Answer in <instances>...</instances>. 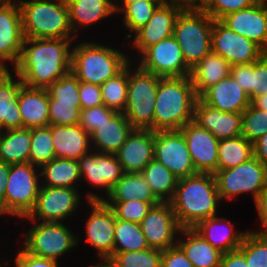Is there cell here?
Instances as JSON below:
<instances>
[{
    "instance_id": "1",
    "label": "cell",
    "mask_w": 267,
    "mask_h": 267,
    "mask_svg": "<svg viewBox=\"0 0 267 267\" xmlns=\"http://www.w3.org/2000/svg\"><path fill=\"white\" fill-rule=\"evenodd\" d=\"M72 39L24 38L17 64L12 69L23 85L47 88L71 71Z\"/></svg>"
},
{
    "instance_id": "2",
    "label": "cell",
    "mask_w": 267,
    "mask_h": 267,
    "mask_svg": "<svg viewBox=\"0 0 267 267\" xmlns=\"http://www.w3.org/2000/svg\"><path fill=\"white\" fill-rule=\"evenodd\" d=\"M222 203L214 174L197 173L178 179L170 201L181 228H194L200 221L218 215Z\"/></svg>"
},
{
    "instance_id": "3",
    "label": "cell",
    "mask_w": 267,
    "mask_h": 267,
    "mask_svg": "<svg viewBox=\"0 0 267 267\" xmlns=\"http://www.w3.org/2000/svg\"><path fill=\"white\" fill-rule=\"evenodd\" d=\"M198 99L190 76L159 80L153 117V131L178 130L194 120Z\"/></svg>"
},
{
    "instance_id": "4",
    "label": "cell",
    "mask_w": 267,
    "mask_h": 267,
    "mask_svg": "<svg viewBox=\"0 0 267 267\" xmlns=\"http://www.w3.org/2000/svg\"><path fill=\"white\" fill-rule=\"evenodd\" d=\"M72 47L71 72L79 82L101 86L115 77L130 62L129 55L95 41L78 42Z\"/></svg>"
},
{
    "instance_id": "5",
    "label": "cell",
    "mask_w": 267,
    "mask_h": 267,
    "mask_svg": "<svg viewBox=\"0 0 267 267\" xmlns=\"http://www.w3.org/2000/svg\"><path fill=\"white\" fill-rule=\"evenodd\" d=\"M24 38L74 39L66 0H17Z\"/></svg>"
},
{
    "instance_id": "6",
    "label": "cell",
    "mask_w": 267,
    "mask_h": 267,
    "mask_svg": "<svg viewBox=\"0 0 267 267\" xmlns=\"http://www.w3.org/2000/svg\"><path fill=\"white\" fill-rule=\"evenodd\" d=\"M213 24L214 19L201 8H184L178 15L173 36L190 68L212 51Z\"/></svg>"
},
{
    "instance_id": "7",
    "label": "cell",
    "mask_w": 267,
    "mask_h": 267,
    "mask_svg": "<svg viewBox=\"0 0 267 267\" xmlns=\"http://www.w3.org/2000/svg\"><path fill=\"white\" fill-rule=\"evenodd\" d=\"M128 64V93L124 115L134 128L153 130L156 93L162 77ZM135 70H134V69Z\"/></svg>"
},
{
    "instance_id": "8",
    "label": "cell",
    "mask_w": 267,
    "mask_h": 267,
    "mask_svg": "<svg viewBox=\"0 0 267 267\" xmlns=\"http://www.w3.org/2000/svg\"><path fill=\"white\" fill-rule=\"evenodd\" d=\"M39 167L31 163L10 165L4 196V215L24 218L35 207L41 186Z\"/></svg>"
},
{
    "instance_id": "9",
    "label": "cell",
    "mask_w": 267,
    "mask_h": 267,
    "mask_svg": "<svg viewBox=\"0 0 267 267\" xmlns=\"http://www.w3.org/2000/svg\"><path fill=\"white\" fill-rule=\"evenodd\" d=\"M24 238L22 247L29 254L58 261L59 257L78 246L79 237L63 222L32 221Z\"/></svg>"
},
{
    "instance_id": "10",
    "label": "cell",
    "mask_w": 267,
    "mask_h": 267,
    "mask_svg": "<svg viewBox=\"0 0 267 267\" xmlns=\"http://www.w3.org/2000/svg\"><path fill=\"white\" fill-rule=\"evenodd\" d=\"M214 176L221 201H231L243 193L252 194L255 201L267 187V167L254 156L238 166L217 170Z\"/></svg>"
},
{
    "instance_id": "11",
    "label": "cell",
    "mask_w": 267,
    "mask_h": 267,
    "mask_svg": "<svg viewBox=\"0 0 267 267\" xmlns=\"http://www.w3.org/2000/svg\"><path fill=\"white\" fill-rule=\"evenodd\" d=\"M78 188L40 186L37 201L28 221L63 222L79 209L81 197Z\"/></svg>"
},
{
    "instance_id": "12",
    "label": "cell",
    "mask_w": 267,
    "mask_h": 267,
    "mask_svg": "<svg viewBox=\"0 0 267 267\" xmlns=\"http://www.w3.org/2000/svg\"><path fill=\"white\" fill-rule=\"evenodd\" d=\"M138 59L136 64L143 70L162 78L190 76L191 73L173 35L148 47Z\"/></svg>"
},
{
    "instance_id": "13",
    "label": "cell",
    "mask_w": 267,
    "mask_h": 267,
    "mask_svg": "<svg viewBox=\"0 0 267 267\" xmlns=\"http://www.w3.org/2000/svg\"><path fill=\"white\" fill-rule=\"evenodd\" d=\"M154 159L178 179L197 174L180 129L154 131Z\"/></svg>"
},
{
    "instance_id": "14",
    "label": "cell",
    "mask_w": 267,
    "mask_h": 267,
    "mask_svg": "<svg viewBox=\"0 0 267 267\" xmlns=\"http://www.w3.org/2000/svg\"><path fill=\"white\" fill-rule=\"evenodd\" d=\"M211 46L212 52L231 65L254 63L266 54L259 45L234 32L221 20H214Z\"/></svg>"
},
{
    "instance_id": "15",
    "label": "cell",
    "mask_w": 267,
    "mask_h": 267,
    "mask_svg": "<svg viewBox=\"0 0 267 267\" xmlns=\"http://www.w3.org/2000/svg\"><path fill=\"white\" fill-rule=\"evenodd\" d=\"M140 226L150 248L165 250L177 245L181 227L170 202L152 206Z\"/></svg>"
},
{
    "instance_id": "16",
    "label": "cell",
    "mask_w": 267,
    "mask_h": 267,
    "mask_svg": "<svg viewBox=\"0 0 267 267\" xmlns=\"http://www.w3.org/2000/svg\"><path fill=\"white\" fill-rule=\"evenodd\" d=\"M90 211L85 222V241L99 257H111L114 253L116 217L103 201H89Z\"/></svg>"
},
{
    "instance_id": "17",
    "label": "cell",
    "mask_w": 267,
    "mask_h": 267,
    "mask_svg": "<svg viewBox=\"0 0 267 267\" xmlns=\"http://www.w3.org/2000/svg\"><path fill=\"white\" fill-rule=\"evenodd\" d=\"M21 10L17 0L0 5V70H11L18 62L23 47Z\"/></svg>"
},
{
    "instance_id": "18",
    "label": "cell",
    "mask_w": 267,
    "mask_h": 267,
    "mask_svg": "<svg viewBox=\"0 0 267 267\" xmlns=\"http://www.w3.org/2000/svg\"><path fill=\"white\" fill-rule=\"evenodd\" d=\"M81 182L100 188L108 196L112 187L125 174L115 154L91 150L78 160ZM83 179V180H82ZM104 188V189H103Z\"/></svg>"
},
{
    "instance_id": "19",
    "label": "cell",
    "mask_w": 267,
    "mask_h": 267,
    "mask_svg": "<svg viewBox=\"0 0 267 267\" xmlns=\"http://www.w3.org/2000/svg\"><path fill=\"white\" fill-rule=\"evenodd\" d=\"M183 9L184 7L178 4L163 2L145 26L133 36L128 33L125 38L128 40L132 38V47L135 51L137 49L138 55H141L148 47L173 35L176 19Z\"/></svg>"
},
{
    "instance_id": "20",
    "label": "cell",
    "mask_w": 267,
    "mask_h": 267,
    "mask_svg": "<svg viewBox=\"0 0 267 267\" xmlns=\"http://www.w3.org/2000/svg\"><path fill=\"white\" fill-rule=\"evenodd\" d=\"M197 173L215 174L218 163L219 140L194 121L180 129Z\"/></svg>"
},
{
    "instance_id": "21",
    "label": "cell",
    "mask_w": 267,
    "mask_h": 267,
    "mask_svg": "<svg viewBox=\"0 0 267 267\" xmlns=\"http://www.w3.org/2000/svg\"><path fill=\"white\" fill-rule=\"evenodd\" d=\"M115 155L125 173H141L154 159V131L134 128Z\"/></svg>"
},
{
    "instance_id": "22",
    "label": "cell",
    "mask_w": 267,
    "mask_h": 267,
    "mask_svg": "<svg viewBox=\"0 0 267 267\" xmlns=\"http://www.w3.org/2000/svg\"><path fill=\"white\" fill-rule=\"evenodd\" d=\"M221 21L267 53V4L257 2L248 8L227 14Z\"/></svg>"
},
{
    "instance_id": "23",
    "label": "cell",
    "mask_w": 267,
    "mask_h": 267,
    "mask_svg": "<svg viewBox=\"0 0 267 267\" xmlns=\"http://www.w3.org/2000/svg\"><path fill=\"white\" fill-rule=\"evenodd\" d=\"M198 98L223 112L243 113L251 104L248 93L231 75L207 88Z\"/></svg>"
},
{
    "instance_id": "24",
    "label": "cell",
    "mask_w": 267,
    "mask_h": 267,
    "mask_svg": "<svg viewBox=\"0 0 267 267\" xmlns=\"http://www.w3.org/2000/svg\"><path fill=\"white\" fill-rule=\"evenodd\" d=\"M193 121L218 140L238 137L242 133V113L220 111L199 98L195 102Z\"/></svg>"
},
{
    "instance_id": "25",
    "label": "cell",
    "mask_w": 267,
    "mask_h": 267,
    "mask_svg": "<svg viewBox=\"0 0 267 267\" xmlns=\"http://www.w3.org/2000/svg\"><path fill=\"white\" fill-rule=\"evenodd\" d=\"M234 225L229 219L216 215L200 221L193 229L214 248L227 253L238 249L249 231H237Z\"/></svg>"
},
{
    "instance_id": "26",
    "label": "cell",
    "mask_w": 267,
    "mask_h": 267,
    "mask_svg": "<svg viewBox=\"0 0 267 267\" xmlns=\"http://www.w3.org/2000/svg\"><path fill=\"white\" fill-rule=\"evenodd\" d=\"M140 200L145 202H160L152 192L141 173H125L112 187L110 194L106 197L97 193L87 191L86 201L103 202H126Z\"/></svg>"
},
{
    "instance_id": "27",
    "label": "cell",
    "mask_w": 267,
    "mask_h": 267,
    "mask_svg": "<svg viewBox=\"0 0 267 267\" xmlns=\"http://www.w3.org/2000/svg\"><path fill=\"white\" fill-rule=\"evenodd\" d=\"M56 158L78 160L92 150L90 134L80 125H51Z\"/></svg>"
},
{
    "instance_id": "28",
    "label": "cell",
    "mask_w": 267,
    "mask_h": 267,
    "mask_svg": "<svg viewBox=\"0 0 267 267\" xmlns=\"http://www.w3.org/2000/svg\"><path fill=\"white\" fill-rule=\"evenodd\" d=\"M133 129L124 112H116L90 134L91 148L93 151L115 154Z\"/></svg>"
},
{
    "instance_id": "29",
    "label": "cell",
    "mask_w": 267,
    "mask_h": 267,
    "mask_svg": "<svg viewBox=\"0 0 267 267\" xmlns=\"http://www.w3.org/2000/svg\"><path fill=\"white\" fill-rule=\"evenodd\" d=\"M14 77L9 70H0V129L2 131L23 128L18 104L19 91L23 82L18 75Z\"/></svg>"
},
{
    "instance_id": "30",
    "label": "cell",
    "mask_w": 267,
    "mask_h": 267,
    "mask_svg": "<svg viewBox=\"0 0 267 267\" xmlns=\"http://www.w3.org/2000/svg\"><path fill=\"white\" fill-rule=\"evenodd\" d=\"M23 128L49 125V95L46 88H31L22 85L18 96Z\"/></svg>"
},
{
    "instance_id": "31",
    "label": "cell",
    "mask_w": 267,
    "mask_h": 267,
    "mask_svg": "<svg viewBox=\"0 0 267 267\" xmlns=\"http://www.w3.org/2000/svg\"><path fill=\"white\" fill-rule=\"evenodd\" d=\"M177 245L194 267H220L223 253L214 248L193 228L180 229Z\"/></svg>"
},
{
    "instance_id": "32",
    "label": "cell",
    "mask_w": 267,
    "mask_h": 267,
    "mask_svg": "<svg viewBox=\"0 0 267 267\" xmlns=\"http://www.w3.org/2000/svg\"><path fill=\"white\" fill-rule=\"evenodd\" d=\"M69 7L71 29L75 37L104 18L114 15L113 0H66Z\"/></svg>"
},
{
    "instance_id": "33",
    "label": "cell",
    "mask_w": 267,
    "mask_h": 267,
    "mask_svg": "<svg viewBox=\"0 0 267 267\" xmlns=\"http://www.w3.org/2000/svg\"><path fill=\"white\" fill-rule=\"evenodd\" d=\"M231 64L219 54L210 52L203 57L193 68L190 78L195 93L199 97L207 88L217 84L230 75Z\"/></svg>"
},
{
    "instance_id": "34",
    "label": "cell",
    "mask_w": 267,
    "mask_h": 267,
    "mask_svg": "<svg viewBox=\"0 0 267 267\" xmlns=\"http://www.w3.org/2000/svg\"><path fill=\"white\" fill-rule=\"evenodd\" d=\"M41 186L78 188L81 174L78 162L66 158H54L40 167Z\"/></svg>"
},
{
    "instance_id": "35",
    "label": "cell",
    "mask_w": 267,
    "mask_h": 267,
    "mask_svg": "<svg viewBox=\"0 0 267 267\" xmlns=\"http://www.w3.org/2000/svg\"><path fill=\"white\" fill-rule=\"evenodd\" d=\"M31 129L4 130L0 135V160L6 164L29 162Z\"/></svg>"
},
{
    "instance_id": "36",
    "label": "cell",
    "mask_w": 267,
    "mask_h": 267,
    "mask_svg": "<svg viewBox=\"0 0 267 267\" xmlns=\"http://www.w3.org/2000/svg\"><path fill=\"white\" fill-rule=\"evenodd\" d=\"M141 174L160 202H170L172 200L178 178L169 169L153 159Z\"/></svg>"
},
{
    "instance_id": "37",
    "label": "cell",
    "mask_w": 267,
    "mask_h": 267,
    "mask_svg": "<svg viewBox=\"0 0 267 267\" xmlns=\"http://www.w3.org/2000/svg\"><path fill=\"white\" fill-rule=\"evenodd\" d=\"M253 157V143L242 135L220 139L218 144L217 170L238 166Z\"/></svg>"
},
{
    "instance_id": "38",
    "label": "cell",
    "mask_w": 267,
    "mask_h": 267,
    "mask_svg": "<svg viewBox=\"0 0 267 267\" xmlns=\"http://www.w3.org/2000/svg\"><path fill=\"white\" fill-rule=\"evenodd\" d=\"M149 248L140 224L116 219L114 252L142 251Z\"/></svg>"
},
{
    "instance_id": "39",
    "label": "cell",
    "mask_w": 267,
    "mask_h": 267,
    "mask_svg": "<svg viewBox=\"0 0 267 267\" xmlns=\"http://www.w3.org/2000/svg\"><path fill=\"white\" fill-rule=\"evenodd\" d=\"M103 105L124 112L128 93V65L115 77L108 79L101 86Z\"/></svg>"
},
{
    "instance_id": "40",
    "label": "cell",
    "mask_w": 267,
    "mask_h": 267,
    "mask_svg": "<svg viewBox=\"0 0 267 267\" xmlns=\"http://www.w3.org/2000/svg\"><path fill=\"white\" fill-rule=\"evenodd\" d=\"M55 157L51 125L31 128L29 163L37 167L50 162Z\"/></svg>"
},
{
    "instance_id": "41",
    "label": "cell",
    "mask_w": 267,
    "mask_h": 267,
    "mask_svg": "<svg viewBox=\"0 0 267 267\" xmlns=\"http://www.w3.org/2000/svg\"><path fill=\"white\" fill-rule=\"evenodd\" d=\"M163 3L162 0H141L127 5L120 13L125 30L133 35L146 25L156 9Z\"/></svg>"
},
{
    "instance_id": "42",
    "label": "cell",
    "mask_w": 267,
    "mask_h": 267,
    "mask_svg": "<svg viewBox=\"0 0 267 267\" xmlns=\"http://www.w3.org/2000/svg\"><path fill=\"white\" fill-rule=\"evenodd\" d=\"M238 249L249 267H267V234L249 230Z\"/></svg>"
},
{
    "instance_id": "43",
    "label": "cell",
    "mask_w": 267,
    "mask_h": 267,
    "mask_svg": "<svg viewBox=\"0 0 267 267\" xmlns=\"http://www.w3.org/2000/svg\"><path fill=\"white\" fill-rule=\"evenodd\" d=\"M111 257L119 267H161L162 250L114 252Z\"/></svg>"
},
{
    "instance_id": "44",
    "label": "cell",
    "mask_w": 267,
    "mask_h": 267,
    "mask_svg": "<svg viewBox=\"0 0 267 267\" xmlns=\"http://www.w3.org/2000/svg\"><path fill=\"white\" fill-rule=\"evenodd\" d=\"M49 99L58 103H80L79 80L70 71L46 88Z\"/></svg>"
},
{
    "instance_id": "45",
    "label": "cell",
    "mask_w": 267,
    "mask_h": 267,
    "mask_svg": "<svg viewBox=\"0 0 267 267\" xmlns=\"http://www.w3.org/2000/svg\"><path fill=\"white\" fill-rule=\"evenodd\" d=\"M267 133V111L252 104L242 113L241 135L253 143Z\"/></svg>"
},
{
    "instance_id": "46",
    "label": "cell",
    "mask_w": 267,
    "mask_h": 267,
    "mask_svg": "<svg viewBox=\"0 0 267 267\" xmlns=\"http://www.w3.org/2000/svg\"><path fill=\"white\" fill-rule=\"evenodd\" d=\"M115 213L116 219L138 223L143 220L152 206L160 202H145L140 200H131L126 202H104Z\"/></svg>"
},
{
    "instance_id": "47",
    "label": "cell",
    "mask_w": 267,
    "mask_h": 267,
    "mask_svg": "<svg viewBox=\"0 0 267 267\" xmlns=\"http://www.w3.org/2000/svg\"><path fill=\"white\" fill-rule=\"evenodd\" d=\"M49 125H75L80 122L81 103H58L49 99Z\"/></svg>"
},
{
    "instance_id": "48",
    "label": "cell",
    "mask_w": 267,
    "mask_h": 267,
    "mask_svg": "<svg viewBox=\"0 0 267 267\" xmlns=\"http://www.w3.org/2000/svg\"><path fill=\"white\" fill-rule=\"evenodd\" d=\"M255 3L256 0H205L200 8L214 20H221L227 14L248 8Z\"/></svg>"
},
{
    "instance_id": "49",
    "label": "cell",
    "mask_w": 267,
    "mask_h": 267,
    "mask_svg": "<svg viewBox=\"0 0 267 267\" xmlns=\"http://www.w3.org/2000/svg\"><path fill=\"white\" fill-rule=\"evenodd\" d=\"M115 110L99 105L92 108L81 109L79 125L89 134L96 130L104 122L108 121Z\"/></svg>"
},
{
    "instance_id": "50",
    "label": "cell",
    "mask_w": 267,
    "mask_h": 267,
    "mask_svg": "<svg viewBox=\"0 0 267 267\" xmlns=\"http://www.w3.org/2000/svg\"><path fill=\"white\" fill-rule=\"evenodd\" d=\"M265 94H267V53L260 60L251 63V102Z\"/></svg>"
},
{
    "instance_id": "51",
    "label": "cell",
    "mask_w": 267,
    "mask_h": 267,
    "mask_svg": "<svg viewBox=\"0 0 267 267\" xmlns=\"http://www.w3.org/2000/svg\"><path fill=\"white\" fill-rule=\"evenodd\" d=\"M79 99L81 109L103 105L101 87L96 84L79 82Z\"/></svg>"
},
{
    "instance_id": "52",
    "label": "cell",
    "mask_w": 267,
    "mask_h": 267,
    "mask_svg": "<svg viewBox=\"0 0 267 267\" xmlns=\"http://www.w3.org/2000/svg\"><path fill=\"white\" fill-rule=\"evenodd\" d=\"M161 267H194L183 250L175 245L162 250Z\"/></svg>"
},
{
    "instance_id": "53",
    "label": "cell",
    "mask_w": 267,
    "mask_h": 267,
    "mask_svg": "<svg viewBox=\"0 0 267 267\" xmlns=\"http://www.w3.org/2000/svg\"><path fill=\"white\" fill-rule=\"evenodd\" d=\"M15 256V267H58L60 265L56 260L33 256L23 248Z\"/></svg>"
},
{
    "instance_id": "54",
    "label": "cell",
    "mask_w": 267,
    "mask_h": 267,
    "mask_svg": "<svg viewBox=\"0 0 267 267\" xmlns=\"http://www.w3.org/2000/svg\"><path fill=\"white\" fill-rule=\"evenodd\" d=\"M230 75L240 84L250 98L251 63L231 65Z\"/></svg>"
},
{
    "instance_id": "55",
    "label": "cell",
    "mask_w": 267,
    "mask_h": 267,
    "mask_svg": "<svg viewBox=\"0 0 267 267\" xmlns=\"http://www.w3.org/2000/svg\"><path fill=\"white\" fill-rule=\"evenodd\" d=\"M258 217L260 220V226L262 229L259 231L251 230L258 233L267 234V187L260 193L257 199L254 201Z\"/></svg>"
},
{
    "instance_id": "56",
    "label": "cell",
    "mask_w": 267,
    "mask_h": 267,
    "mask_svg": "<svg viewBox=\"0 0 267 267\" xmlns=\"http://www.w3.org/2000/svg\"><path fill=\"white\" fill-rule=\"evenodd\" d=\"M220 267H249V266L246 263V258L244 254L239 249H236L222 254Z\"/></svg>"
},
{
    "instance_id": "57",
    "label": "cell",
    "mask_w": 267,
    "mask_h": 267,
    "mask_svg": "<svg viewBox=\"0 0 267 267\" xmlns=\"http://www.w3.org/2000/svg\"><path fill=\"white\" fill-rule=\"evenodd\" d=\"M253 156L267 167V133L253 142Z\"/></svg>"
},
{
    "instance_id": "58",
    "label": "cell",
    "mask_w": 267,
    "mask_h": 267,
    "mask_svg": "<svg viewBox=\"0 0 267 267\" xmlns=\"http://www.w3.org/2000/svg\"><path fill=\"white\" fill-rule=\"evenodd\" d=\"M9 172L10 165L0 160V216H4V196Z\"/></svg>"
},
{
    "instance_id": "59",
    "label": "cell",
    "mask_w": 267,
    "mask_h": 267,
    "mask_svg": "<svg viewBox=\"0 0 267 267\" xmlns=\"http://www.w3.org/2000/svg\"><path fill=\"white\" fill-rule=\"evenodd\" d=\"M100 263L88 267H119L112 257H99Z\"/></svg>"
},
{
    "instance_id": "60",
    "label": "cell",
    "mask_w": 267,
    "mask_h": 267,
    "mask_svg": "<svg viewBox=\"0 0 267 267\" xmlns=\"http://www.w3.org/2000/svg\"><path fill=\"white\" fill-rule=\"evenodd\" d=\"M118 1V2H117ZM141 0H113V9L115 14H120V12L129 4ZM119 12V13H118Z\"/></svg>"
},
{
    "instance_id": "61",
    "label": "cell",
    "mask_w": 267,
    "mask_h": 267,
    "mask_svg": "<svg viewBox=\"0 0 267 267\" xmlns=\"http://www.w3.org/2000/svg\"><path fill=\"white\" fill-rule=\"evenodd\" d=\"M251 104L258 109L267 111V94L255 98Z\"/></svg>"
},
{
    "instance_id": "62",
    "label": "cell",
    "mask_w": 267,
    "mask_h": 267,
    "mask_svg": "<svg viewBox=\"0 0 267 267\" xmlns=\"http://www.w3.org/2000/svg\"><path fill=\"white\" fill-rule=\"evenodd\" d=\"M169 3L178 4L184 8H197V0H169Z\"/></svg>"
},
{
    "instance_id": "63",
    "label": "cell",
    "mask_w": 267,
    "mask_h": 267,
    "mask_svg": "<svg viewBox=\"0 0 267 267\" xmlns=\"http://www.w3.org/2000/svg\"><path fill=\"white\" fill-rule=\"evenodd\" d=\"M205 0H197V8H200L202 6V3L204 2Z\"/></svg>"
},
{
    "instance_id": "64",
    "label": "cell",
    "mask_w": 267,
    "mask_h": 267,
    "mask_svg": "<svg viewBox=\"0 0 267 267\" xmlns=\"http://www.w3.org/2000/svg\"><path fill=\"white\" fill-rule=\"evenodd\" d=\"M256 2L261 3V4H267V0H256Z\"/></svg>"
},
{
    "instance_id": "65",
    "label": "cell",
    "mask_w": 267,
    "mask_h": 267,
    "mask_svg": "<svg viewBox=\"0 0 267 267\" xmlns=\"http://www.w3.org/2000/svg\"><path fill=\"white\" fill-rule=\"evenodd\" d=\"M9 0H0V5L1 4H4V3H7Z\"/></svg>"
}]
</instances>
